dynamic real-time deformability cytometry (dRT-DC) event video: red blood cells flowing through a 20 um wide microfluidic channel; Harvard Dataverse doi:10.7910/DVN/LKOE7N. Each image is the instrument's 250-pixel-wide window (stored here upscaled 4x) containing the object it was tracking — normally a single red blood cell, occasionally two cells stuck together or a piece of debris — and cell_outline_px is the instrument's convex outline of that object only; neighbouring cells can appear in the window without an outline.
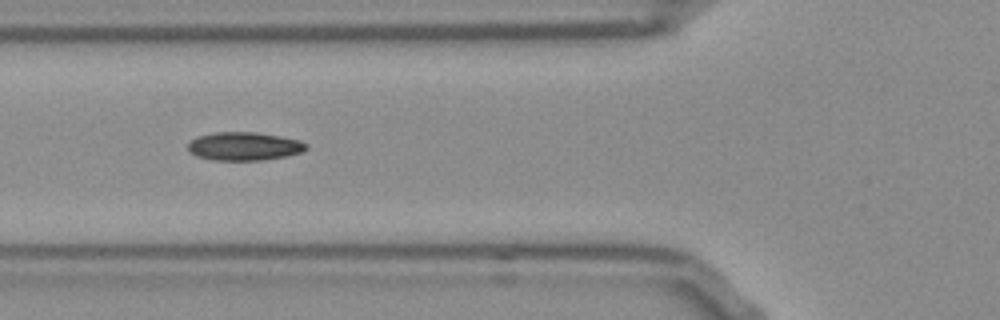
{"species": "Egyptian fruit bat (a non-hibernating species)", "species_latin": "Rousettus aegyptiacus", "temperature_condition": "room temperature", "stored_images_in_passage": 17, "camera_frame_rate_fps": 3000, "um_per_image_px": 0.085, "frame": {"image": 1, "passage_image": 8, "time_ms": 2.333, "image_size_px": [1000, 320], "cell_outline_px": [[308, 148], [300, 152], [288, 156], [260, 160], [212, 160], [196, 156], [188, 152], [188, 140], [196, 136], [212, 132], [256, 132], [280, 136], [300, 140], [308, 144]], "centroid_in_image_um": [20.71, 12.42], "position_along_channel_um": 105.1, "area_um2": 19.83}}